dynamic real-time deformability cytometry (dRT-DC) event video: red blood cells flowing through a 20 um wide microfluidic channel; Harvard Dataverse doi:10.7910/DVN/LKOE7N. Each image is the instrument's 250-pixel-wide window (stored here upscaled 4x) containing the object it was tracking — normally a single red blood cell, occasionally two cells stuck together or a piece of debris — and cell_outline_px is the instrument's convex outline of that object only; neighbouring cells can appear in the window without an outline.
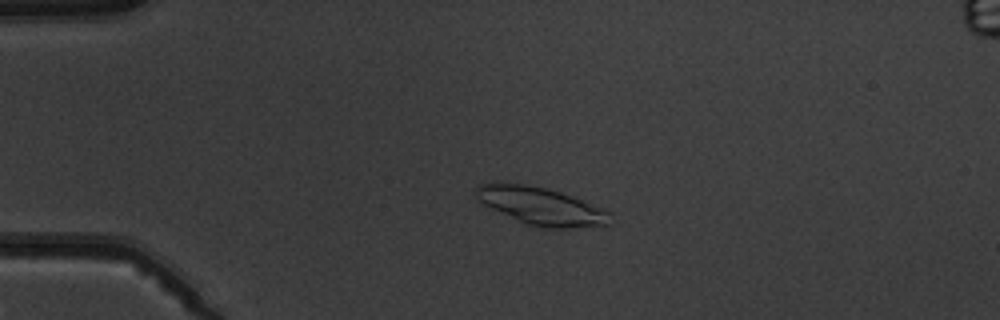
{"species": "common noctule bat (a hibernating species)", "species_latin": "Nyctalus noctula", "temperature_condition": "warm", "stored_images_in_passage": 5, "camera_frame_rate_fps": 3000, "um_per_image_px": 0.085, "animal": {"sex": "male", "body_mass_g": 19.5, "forearm_length_mm": 54.6}, "frame": {"image": 1, "passage_image": 4, "time_ms": 4.333, "image_size_px": [1000, 320], "cell_outline_px": [[612, 224], [572, 228], [536, 228], [524, 224], [476, 200], [476, 188], [480, 184], [492, 180], [524, 184], [548, 188], [560, 192], [612, 212]], "centroid_in_image_um": [45.96, 17.51], "position_along_channel_um": 39.0, "area_um2": 29.88}}